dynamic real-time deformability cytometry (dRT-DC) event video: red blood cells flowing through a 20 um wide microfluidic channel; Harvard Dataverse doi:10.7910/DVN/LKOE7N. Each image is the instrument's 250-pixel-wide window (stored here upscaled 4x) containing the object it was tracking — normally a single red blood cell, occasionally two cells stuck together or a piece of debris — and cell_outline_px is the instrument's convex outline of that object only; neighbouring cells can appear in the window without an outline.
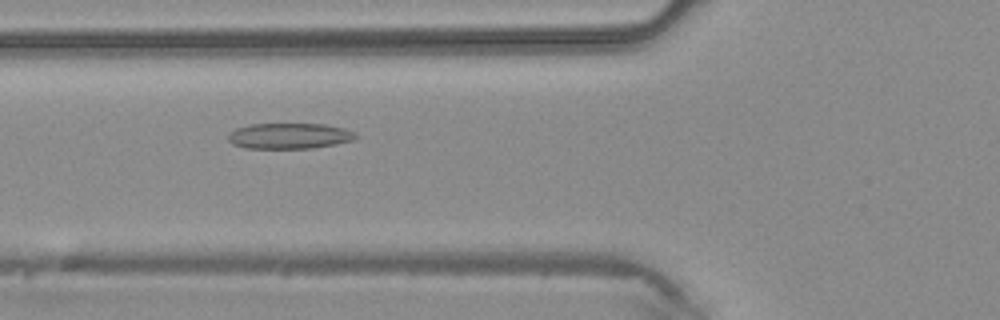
{"species": "common noctule bat (a hibernating species)", "species_latin": "Nyctalus noctula", "temperature_condition": "warm", "stored_images_in_passage": 44, "camera_frame_rate_fps": 3000, "um_per_image_px": 0.085, "animal": {"sex": "male", "body_mass_g": 20.4}, "frame": {"image": 1, "passage_image": 17, "time_ms": 5.333, "image_size_px": [1000, 320], "cell_outline_px": [[360, 136], [356, 140], [336, 144], [312, 148], [244, 148], [232, 144], [228, 140], [228, 136], [236, 128], [252, 124], [324, 124], [344, 128], [356, 132]], "centroid_in_image_um": [24.66, 11.56], "position_along_channel_um": 101.1, "area_um2": 19.25}}
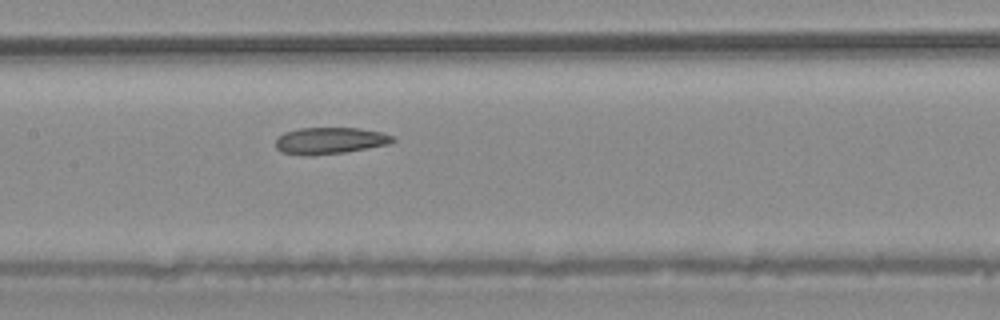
{"frame": {"image": 2, "passage_image": 22, "time_ms": 7.0, "image_size_px": [1000, 320], "cell_outline_px": [[396, 140], [388, 144], [368, 148], [344, 152], [304, 156], [280, 152], [276, 148], [276, 140], [284, 132], [300, 128], [360, 128], [380, 132], [392, 136]], "centroid_in_image_um": [28.01, 11.96], "position_along_channel_um": 179.4, "area_um2": 18.09}}
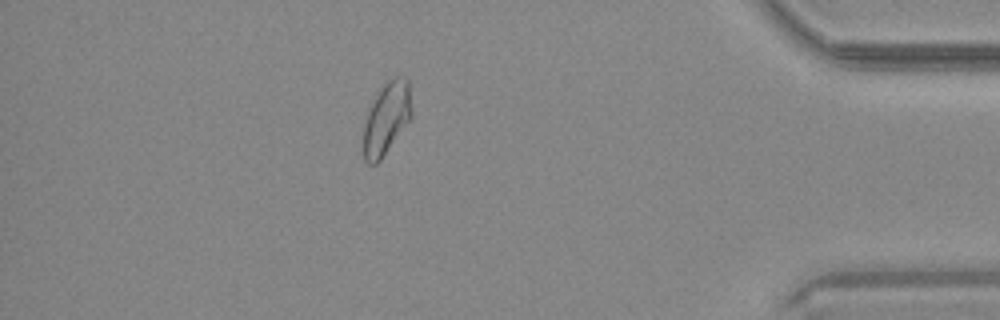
{"frame": {"image": 3, "passage_image": 39, "time_ms": 12.667, "image_size_px": [1000, 320], "cell_outline_px": [[412, 116], [380, 160], [376, 164], [368, 164], [364, 160], [364, 124], [368, 108], [380, 88], [388, 80], [396, 76], [404, 76], [408, 80], [412, 108]], "centroid_in_image_um": [32.85, 10.03], "position_along_channel_um": 402.3, "area_um2": 20.17}}